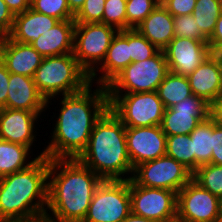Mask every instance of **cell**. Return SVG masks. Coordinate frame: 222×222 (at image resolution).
Wrapping results in <instances>:
<instances>
[{"label": "cell", "instance_id": "6da1fadb", "mask_svg": "<svg viewBox=\"0 0 222 222\" xmlns=\"http://www.w3.org/2000/svg\"><path fill=\"white\" fill-rule=\"evenodd\" d=\"M64 95L52 140L40 154L49 159H75L86 149L95 123L109 109L106 86ZM93 92V93H91Z\"/></svg>", "mask_w": 222, "mask_h": 222}, {"label": "cell", "instance_id": "7a4b0ae2", "mask_svg": "<svg viewBox=\"0 0 222 222\" xmlns=\"http://www.w3.org/2000/svg\"><path fill=\"white\" fill-rule=\"evenodd\" d=\"M48 180L46 208L52 216L48 211L45 215L51 222H82L96 188L103 181L77 158L49 159Z\"/></svg>", "mask_w": 222, "mask_h": 222}, {"label": "cell", "instance_id": "3957f363", "mask_svg": "<svg viewBox=\"0 0 222 222\" xmlns=\"http://www.w3.org/2000/svg\"><path fill=\"white\" fill-rule=\"evenodd\" d=\"M103 180H129L132 174L126 126L109 108L95 123L86 149L77 158Z\"/></svg>", "mask_w": 222, "mask_h": 222}, {"label": "cell", "instance_id": "277c9868", "mask_svg": "<svg viewBox=\"0 0 222 222\" xmlns=\"http://www.w3.org/2000/svg\"><path fill=\"white\" fill-rule=\"evenodd\" d=\"M48 172L49 158L42 156L28 168L0 178V221L46 214Z\"/></svg>", "mask_w": 222, "mask_h": 222}, {"label": "cell", "instance_id": "5b68a950", "mask_svg": "<svg viewBox=\"0 0 222 222\" xmlns=\"http://www.w3.org/2000/svg\"><path fill=\"white\" fill-rule=\"evenodd\" d=\"M33 80L47 101L46 106L60 93L62 96L72 95L91 84L89 74L79 65L73 53L43 58Z\"/></svg>", "mask_w": 222, "mask_h": 222}, {"label": "cell", "instance_id": "8992f818", "mask_svg": "<svg viewBox=\"0 0 222 222\" xmlns=\"http://www.w3.org/2000/svg\"><path fill=\"white\" fill-rule=\"evenodd\" d=\"M117 32L115 27L101 22L75 24L73 55L79 65L89 74L91 84L98 75L95 70L98 68L97 64L104 60Z\"/></svg>", "mask_w": 222, "mask_h": 222}, {"label": "cell", "instance_id": "52a82bcc", "mask_svg": "<svg viewBox=\"0 0 222 222\" xmlns=\"http://www.w3.org/2000/svg\"><path fill=\"white\" fill-rule=\"evenodd\" d=\"M168 72L164 52L160 50L150 59L132 62L125 67L106 85L107 94L157 91Z\"/></svg>", "mask_w": 222, "mask_h": 222}, {"label": "cell", "instance_id": "ba28073f", "mask_svg": "<svg viewBox=\"0 0 222 222\" xmlns=\"http://www.w3.org/2000/svg\"><path fill=\"white\" fill-rule=\"evenodd\" d=\"M107 96L109 108L126 127L161 125L165 107L156 91Z\"/></svg>", "mask_w": 222, "mask_h": 222}, {"label": "cell", "instance_id": "9c48e42d", "mask_svg": "<svg viewBox=\"0 0 222 222\" xmlns=\"http://www.w3.org/2000/svg\"><path fill=\"white\" fill-rule=\"evenodd\" d=\"M130 213V179L103 180L82 222H122Z\"/></svg>", "mask_w": 222, "mask_h": 222}, {"label": "cell", "instance_id": "30bf717a", "mask_svg": "<svg viewBox=\"0 0 222 222\" xmlns=\"http://www.w3.org/2000/svg\"><path fill=\"white\" fill-rule=\"evenodd\" d=\"M132 179L140 186L161 188L178 193L191 179L192 173L168 155L139 164Z\"/></svg>", "mask_w": 222, "mask_h": 222}, {"label": "cell", "instance_id": "8fae6325", "mask_svg": "<svg viewBox=\"0 0 222 222\" xmlns=\"http://www.w3.org/2000/svg\"><path fill=\"white\" fill-rule=\"evenodd\" d=\"M131 212L156 222L177 218V193L138 185L130 179Z\"/></svg>", "mask_w": 222, "mask_h": 222}, {"label": "cell", "instance_id": "7c38bea8", "mask_svg": "<svg viewBox=\"0 0 222 222\" xmlns=\"http://www.w3.org/2000/svg\"><path fill=\"white\" fill-rule=\"evenodd\" d=\"M219 217V197L193 179L177 193L179 222H218Z\"/></svg>", "mask_w": 222, "mask_h": 222}, {"label": "cell", "instance_id": "4fadbf2b", "mask_svg": "<svg viewBox=\"0 0 222 222\" xmlns=\"http://www.w3.org/2000/svg\"><path fill=\"white\" fill-rule=\"evenodd\" d=\"M210 116V104L194 94L165 109L161 129L166 135L190 133Z\"/></svg>", "mask_w": 222, "mask_h": 222}, {"label": "cell", "instance_id": "5bb4252c", "mask_svg": "<svg viewBox=\"0 0 222 222\" xmlns=\"http://www.w3.org/2000/svg\"><path fill=\"white\" fill-rule=\"evenodd\" d=\"M168 70L188 76L212 54L208 40H193L175 36L163 49Z\"/></svg>", "mask_w": 222, "mask_h": 222}, {"label": "cell", "instance_id": "9a60e30c", "mask_svg": "<svg viewBox=\"0 0 222 222\" xmlns=\"http://www.w3.org/2000/svg\"><path fill=\"white\" fill-rule=\"evenodd\" d=\"M166 134L160 125L126 127V144L132 167L166 155Z\"/></svg>", "mask_w": 222, "mask_h": 222}, {"label": "cell", "instance_id": "2e32d148", "mask_svg": "<svg viewBox=\"0 0 222 222\" xmlns=\"http://www.w3.org/2000/svg\"><path fill=\"white\" fill-rule=\"evenodd\" d=\"M43 58L31 44L16 42L9 36L0 37V60L10 73L33 78Z\"/></svg>", "mask_w": 222, "mask_h": 222}, {"label": "cell", "instance_id": "e0dca14e", "mask_svg": "<svg viewBox=\"0 0 222 222\" xmlns=\"http://www.w3.org/2000/svg\"><path fill=\"white\" fill-rule=\"evenodd\" d=\"M42 112L0 108V139L31 147L35 121Z\"/></svg>", "mask_w": 222, "mask_h": 222}, {"label": "cell", "instance_id": "ac0fdd59", "mask_svg": "<svg viewBox=\"0 0 222 222\" xmlns=\"http://www.w3.org/2000/svg\"><path fill=\"white\" fill-rule=\"evenodd\" d=\"M187 78L192 94L210 105L222 95V66L213 53Z\"/></svg>", "mask_w": 222, "mask_h": 222}, {"label": "cell", "instance_id": "d6986e66", "mask_svg": "<svg viewBox=\"0 0 222 222\" xmlns=\"http://www.w3.org/2000/svg\"><path fill=\"white\" fill-rule=\"evenodd\" d=\"M46 102L39 93L33 78L10 73L6 108L43 112L47 107Z\"/></svg>", "mask_w": 222, "mask_h": 222}, {"label": "cell", "instance_id": "ffe728a7", "mask_svg": "<svg viewBox=\"0 0 222 222\" xmlns=\"http://www.w3.org/2000/svg\"><path fill=\"white\" fill-rule=\"evenodd\" d=\"M74 19L59 21L54 27L41 34L31 45L44 58L73 53Z\"/></svg>", "mask_w": 222, "mask_h": 222}, {"label": "cell", "instance_id": "44dd1931", "mask_svg": "<svg viewBox=\"0 0 222 222\" xmlns=\"http://www.w3.org/2000/svg\"><path fill=\"white\" fill-rule=\"evenodd\" d=\"M130 63V29L120 30L113 37L106 56L100 64L103 74L96 80L98 85L106 86Z\"/></svg>", "mask_w": 222, "mask_h": 222}, {"label": "cell", "instance_id": "7402d4cb", "mask_svg": "<svg viewBox=\"0 0 222 222\" xmlns=\"http://www.w3.org/2000/svg\"><path fill=\"white\" fill-rule=\"evenodd\" d=\"M136 29L159 50L175 37L173 15L161 3Z\"/></svg>", "mask_w": 222, "mask_h": 222}, {"label": "cell", "instance_id": "603a6c76", "mask_svg": "<svg viewBox=\"0 0 222 222\" xmlns=\"http://www.w3.org/2000/svg\"><path fill=\"white\" fill-rule=\"evenodd\" d=\"M59 21L55 17L29 8L23 13L15 15L13 28L8 36L16 42L31 44Z\"/></svg>", "mask_w": 222, "mask_h": 222}, {"label": "cell", "instance_id": "cb8c5ba5", "mask_svg": "<svg viewBox=\"0 0 222 222\" xmlns=\"http://www.w3.org/2000/svg\"><path fill=\"white\" fill-rule=\"evenodd\" d=\"M30 148L0 139V178L28 168L41 155L26 163ZM26 164V165H25Z\"/></svg>", "mask_w": 222, "mask_h": 222}, {"label": "cell", "instance_id": "d4e9b609", "mask_svg": "<svg viewBox=\"0 0 222 222\" xmlns=\"http://www.w3.org/2000/svg\"><path fill=\"white\" fill-rule=\"evenodd\" d=\"M156 92L165 109L192 95L187 76L176 75L170 71L159 84Z\"/></svg>", "mask_w": 222, "mask_h": 222}, {"label": "cell", "instance_id": "484cf974", "mask_svg": "<svg viewBox=\"0 0 222 222\" xmlns=\"http://www.w3.org/2000/svg\"><path fill=\"white\" fill-rule=\"evenodd\" d=\"M193 153H195V171L198 167L210 164L213 143V119L209 116L200 122L190 133Z\"/></svg>", "mask_w": 222, "mask_h": 222}, {"label": "cell", "instance_id": "4316f807", "mask_svg": "<svg viewBox=\"0 0 222 222\" xmlns=\"http://www.w3.org/2000/svg\"><path fill=\"white\" fill-rule=\"evenodd\" d=\"M166 155L174 158L192 174L195 172V153L190 135H166Z\"/></svg>", "mask_w": 222, "mask_h": 222}, {"label": "cell", "instance_id": "83f0119b", "mask_svg": "<svg viewBox=\"0 0 222 222\" xmlns=\"http://www.w3.org/2000/svg\"><path fill=\"white\" fill-rule=\"evenodd\" d=\"M221 13L222 6L219 0H197L192 15L200 31L209 39Z\"/></svg>", "mask_w": 222, "mask_h": 222}, {"label": "cell", "instance_id": "f1b7e54d", "mask_svg": "<svg viewBox=\"0 0 222 222\" xmlns=\"http://www.w3.org/2000/svg\"><path fill=\"white\" fill-rule=\"evenodd\" d=\"M192 179L217 197H222V165L206 164L197 168Z\"/></svg>", "mask_w": 222, "mask_h": 222}, {"label": "cell", "instance_id": "f546056e", "mask_svg": "<svg viewBox=\"0 0 222 222\" xmlns=\"http://www.w3.org/2000/svg\"><path fill=\"white\" fill-rule=\"evenodd\" d=\"M159 4L160 0H127V29H135Z\"/></svg>", "mask_w": 222, "mask_h": 222}, {"label": "cell", "instance_id": "4dcf8cb0", "mask_svg": "<svg viewBox=\"0 0 222 222\" xmlns=\"http://www.w3.org/2000/svg\"><path fill=\"white\" fill-rule=\"evenodd\" d=\"M127 0H106L102 23L115 27L118 31L127 29Z\"/></svg>", "mask_w": 222, "mask_h": 222}, {"label": "cell", "instance_id": "1f68e13d", "mask_svg": "<svg viewBox=\"0 0 222 222\" xmlns=\"http://www.w3.org/2000/svg\"><path fill=\"white\" fill-rule=\"evenodd\" d=\"M160 50L146 39L136 28L130 29L131 63L150 59Z\"/></svg>", "mask_w": 222, "mask_h": 222}, {"label": "cell", "instance_id": "d6a6232c", "mask_svg": "<svg viewBox=\"0 0 222 222\" xmlns=\"http://www.w3.org/2000/svg\"><path fill=\"white\" fill-rule=\"evenodd\" d=\"M30 8L60 21L74 19L75 16L70 11L67 0H31Z\"/></svg>", "mask_w": 222, "mask_h": 222}, {"label": "cell", "instance_id": "836d02e7", "mask_svg": "<svg viewBox=\"0 0 222 222\" xmlns=\"http://www.w3.org/2000/svg\"><path fill=\"white\" fill-rule=\"evenodd\" d=\"M174 34L177 37H185L193 40H208L200 31L196 19L191 15L173 16Z\"/></svg>", "mask_w": 222, "mask_h": 222}, {"label": "cell", "instance_id": "e575fe53", "mask_svg": "<svg viewBox=\"0 0 222 222\" xmlns=\"http://www.w3.org/2000/svg\"><path fill=\"white\" fill-rule=\"evenodd\" d=\"M106 0H85L83 7L74 16L75 23H102Z\"/></svg>", "mask_w": 222, "mask_h": 222}, {"label": "cell", "instance_id": "d590c367", "mask_svg": "<svg viewBox=\"0 0 222 222\" xmlns=\"http://www.w3.org/2000/svg\"><path fill=\"white\" fill-rule=\"evenodd\" d=\"M197 0H160V3L173 15L183 16L193 13Z\"/></svg>", "mask_w": 222, "mask_h": 222}, {"label": "cell", "instance_id": "8d00e7d4", "mask_svg": "<svg viewBox=\"0 0 222 222\" xmlns=\"http://www.w3.org/2000/svg\"><path fill=\"white\" fill-rule=\"evenodd\" d=\"M15 15L4 0H0V37L8 36L14 25Z\"/></svg>", "mask_w": 222, "mask_h": 222}, {"label": "cell", "instance_id": "74e56055", "mask_svg": "<svg viewBox=\"0 0 222 222\" xmlns=\"http://www.w3.org/2000/svg\"><path fill=\"white\" fill-rule=\"evenodd\" d=\"M211 164L222 165V127L213 120V143Z\"/></svg>", "mask_w": 222, "mask_h": 222}, {"label": "cell", "instance_id": "f35d334b", "mask_svg": "<svg viewBox=\"0 0 222 222\" xmlns=\"http://www.w3.org/2000/svg\"><path fill=\"white\" fill-rule=\"evenodd\" d=\"M10 72L0 60V108H6Z\"/></svg>", "mask_w": 222, "mask_h": 222}, {"label": "cell", "instance_id": "ab89813d", "mask_svg": "<svg viewBox=\"0 0 222 222\" xmlns=\"http://www.w3.org/2000/svg\"><path fill=\"white\" fill-rule=\"evenodd\" d=\"M208 44L212 53L222 46V13L216 21L215 30L208 39Z\"/></svg>", "mask_w": 222, "mask_h": 222}, {"label": "cell", "instance_id": "60d3db41", "mask_svg": "<svg viewBox=\"0 0 222 222\" xmlns=\"http://www.w3.org/2000/svg\"><path fill=\"white\" fill-rule=\"evenodd\" d=\"M14 15L23 13L30 8L31 0H4Z\"/></svg>", "mask_w": 222, "mask_h": 222}, {"label": "cell", "instance_id": "b9f144b4", "mask_svg": "<svg viewBox=\"0 0 222 222\" xmlns=\"http://www.w3.org/2000/svg\"><path fill=\"white\" fill-rule=\"evenodd\" d=\"M210 117L222 127V95L210 105Z\"/></svg>", "mask_w": 222, "mask_h": 222}, {"label": "cell", "instance_id": "7bdbcfd3", "mask_svg": "<svg viewBox=\"0 0 222 222\" xmlns=\"http://www.w3.org/2000/svg\"><path fill=\"white\" fill-rule=\"evenodd\" d=\"M0 222H51L47 215H41V216H36L33 218H27V219H17V220H5V221H0Z\"/></svg>", "mask_w": 222, "mask_h": 222}, {"label": "cell", "instance_id": "ee69618b", "mask_svg": "<svg viewBox=\"0 0 222 222\" xmlns=\"http://www.w3.org/2000/svg\"><path fill=\"white\" fill-rule=\"evenodd\" d=\"M85 0H67V4L70 8V11L76 15L79 10L83 7Z\"/></svg>", "mask_w": 222, "mask_h": 222}, {"label": "cell", "instance_id": "f6af8a7d", "mask_svg": "<svg viewBox=\"0 0 222 222\" xmlns=\"http://www.w3.org/2000/svg\"><path fill=\"white\" fill-rule=\"evenodd\" d=\"M122 222H156V221L133 214L131 212Z\"/></svg>", "mask_w": 222, "mask_h": 222}, {"label": "cell", "instance_id": "bcb514c9", "mask_svg": "<svg viewBox=\"0 0 222 222\" xmlns=\"http://www.w3.org/2000/svg\"><path fill=\"white\" fill-rule=\"evenodd\" d=\"M213 54L218 58L222 66V46H220Z\"/></svg>", "mask_w": 222, "mask_h": 222}, {"label": "cell", "instance_id": "7dc6e473", "mask_svg": "<svg viewBox=\"0 0 222 222\" xmlns=\"http://www.w3.org/2000/svg\"><path fill=\"white\" fill-rule=\"evenodd\" d=\"M219 211H220V216H222V197L219 198Z\"/></svg>", "mask_w": 222, "mask_h": 222}, {"label": "cell", "instance_id": "c3c4849f", "mask_svg": "<svg viewBox=\"0 0 222 222\" xmlns=\"http://www.w3.org/2000/svg\"><path fill=\"white\" fill-rule=\"evenodd\" d=\"M218 222H222V216L219 217Z\"/></svg>", "mask_w": 222, "mask_h": 222}]
</instances>
